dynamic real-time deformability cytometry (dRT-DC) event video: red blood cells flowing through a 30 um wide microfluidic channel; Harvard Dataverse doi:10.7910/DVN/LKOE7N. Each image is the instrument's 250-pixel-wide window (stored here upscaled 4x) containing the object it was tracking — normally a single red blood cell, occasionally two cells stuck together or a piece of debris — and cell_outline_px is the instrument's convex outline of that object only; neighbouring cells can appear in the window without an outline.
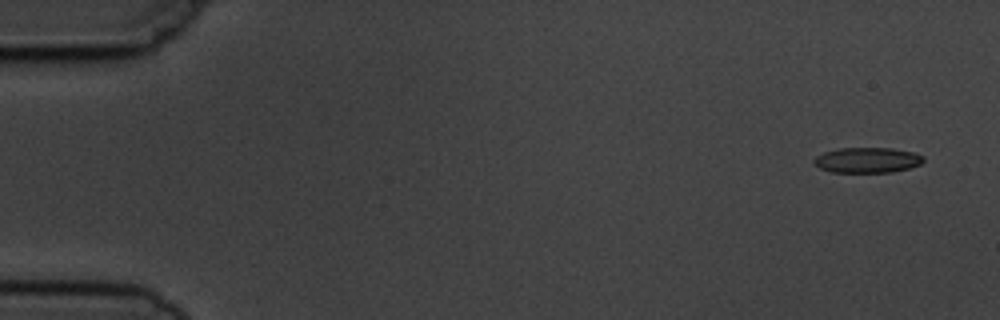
{"species": "common noctule bat (a hibernating species)", "species_latin": "Nyctalus noctula", "temperature_condition": "cold", "stored_images_in_passage": 4, "camera_frame_rate_fps": 3000, "um_per_image_px": 0.085, "animal": {"sex": "male", "body_mass_g": 19.5, "forearm_length_mm": 54.6}, "frame": {"image": 1, "passage_image": 1, "time_ms": 0.0, "image_size_px": [1000, 320], "cell_outline_px": [[924, 160], [920, 164], [908, 168], [892, 172], [832, 172], [820, 168], [812, 160], [816, 156], [824, 152], [840, 148], [892, 148], [916, 152], [924, 156]], "centroid_in_image_um": [73.75, 13.6], "position_along_channel_um": 11.3, "area_um2": 16.18}}
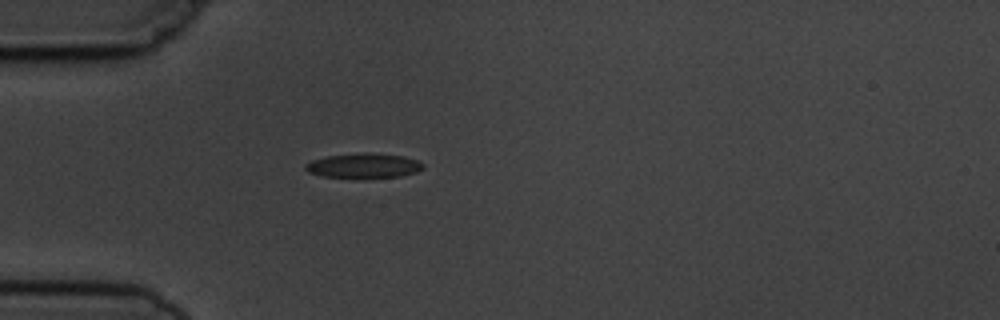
{"frame": {"image": 2, "passage_image": 4, "time_ms": 4.333, "image_size_px": [1000, 320], "cell_outline_px": [[424, 168], [416, 172], [400, 176], [320, 176], [308, 172], [304, 168], [304, 164], [312, 160], [328, 156], [364, 152], [404, 156], [416, 160], [424, 164]], "centroid_in_image_um": [30.9, 14.05], "position_along_channel_um": 54.1, "area_um2": 16.42}}